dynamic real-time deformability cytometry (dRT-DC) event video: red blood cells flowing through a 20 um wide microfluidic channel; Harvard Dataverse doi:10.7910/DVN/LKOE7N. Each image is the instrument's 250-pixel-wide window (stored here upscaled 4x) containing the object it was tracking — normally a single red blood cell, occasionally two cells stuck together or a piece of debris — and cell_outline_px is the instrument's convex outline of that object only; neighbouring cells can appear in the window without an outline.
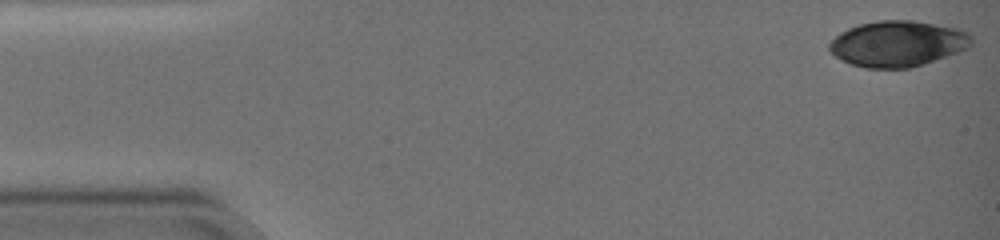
{"species": "common noctule bat (a hibernating species)", "species_latin": "Nyctalus noctula", "temperature_condition": "warm", "stored_images_in_passage": 66, "camera_frame_rate_fps": 3000, "um_per_image_px": 0.085, "animal": {"sex": "female", "body_mass_g": 19.0, "forearm_length_mm": 51.5}, "frame": {"image": 1, "passage_image": 1, "time_ms": 0.0, "image_size_px": [1000, 240], "cell_outline_px": [[968, 44], [964, 48], [944, 56], [908, 68], [868, 68], [852, 64], [836, 56], [828, 48], [832, 40], [836, 36], [852, 28], [864, 24], [884, 20], [908, 20], [948, 28], [964, 32], [968, 36]], "centroid_in_image_um": [76.19, 3.73], "position_along_channel_um": 8.8, "area_um2": 35.84}}
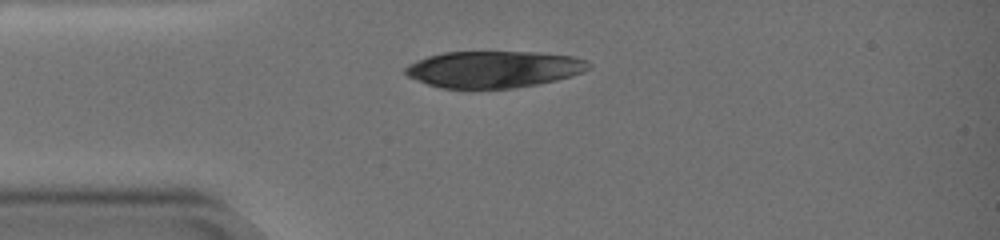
{"frame": {"image": 2, "passage_image": 17, "time_ms": 5.333, "image_size_px": [1000, 240], "cell_outline_px": [[588, 68], [580, 72], [568, 76], [536, 84], [512, 88], [440, 88], [428, 84], [408, 76], [404, 72], [404, 68], [428, 56], [444, 52], [524, 52], [568, 56], [584, 60]], "centroid_in_image_um": [41.86, 5.89], "position_along_channel_um": 43.1, "area_um2": 38.03}}